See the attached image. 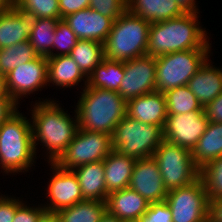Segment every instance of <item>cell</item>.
Returning a JSON list of instances; mask_svg holds the SVG:
<instances>
[{"instance_id":"cell-1","label":"cell","mask_w":222,"mask_h":222,"mask_svg":"<svg viewBox=\"0 0 222 222\" xmlns=\"http://www.w3.org/2000/svg\"><path fill=\"white\" fill-rule=\"evenodd\" d=\"M198 13H184L164 22L150 24L147 55L164 54L191 49H210L206 31L199 27Z\"/></svg>"},{"instance_id":"cell-2","label":"cell","mask_w":222,"mask_h":222,"mask_svg":"<svg viewBox=\"0 0 222 222\" xmlns=\"http://www.w3.org/2000/svg\"><path fill=\"white\" fill-rule=\"evenodd\" d=\"M32 137L36 151V141H41L49 151V162L55 163L64 153L78 129L77 115L71 118L54 101L37 102L32 110ZM44 143V144H43Z\"/></svg>"},{"instance_id":"cell-3","label":"cell","mask_w":222,"mask_h":222,"mask_svg":"<svg viewBox=\"0 0 222 222\" xmlns=\"http://www.w3.org/2000/svg\"><path fill=\"white\" fill-rule=\"evenodd\" d=\"M84 87L75 110L78 128L112 135L126 116V101L116 91Z\"/></svg>"},{"instance_id":"cell-4","label":"cell","mask_w":222,"mask_h":222,"mask_svg":"<svg viewBox=\"0 0 222 222\" xmlns=\"http://www.w3.org/2000/svg\"><path fill=\"white\" fill-rule=\"evenodd\" d=\"M18 110L0 126V165L6 174L29 169L36 157L31 122Z\"/></svg>"},{"instance_id":"cell-5","label":"cell","mask_w":222,"mask_h":222,"mask_svg":"<svg viewBox=\"0 0 222 222\" xmlns=\"http://www.w3.org/2000/svg\"><path fill=\"white\" fill-rule=\"evenodd\" d=\"M150 24L126 10L114 21L103 44L104 58L126 62L146 55Z\"/></svg>"},{"instance_id":"cell-6","label":"cell","mask_w":222,"mask_h":222,"mask_svg":"<svg viewBox=\"0 0 222 222\" xmlns=\"http://www.w3.org/2000/svg\"><path fill=\"white\" fill-rule=\"evenodd\" d=\"M111 141L112 149L122 155L136 160L149 158L164 141L163 128L126 115L114 128Z\"/></svg>"},{"instance_id":"cell-7","label":"cell","mask_w":222,"mask_h":222,"mask_svg":"<svg viewBox=\"0 0 222 222\" xmlns=\"http://www.w3.org/2000/svg\"><path fill=\"white\" fill-rule=\"evenodd\" d=\"M209 53L210 49H191L155 57V91L165 93L188 85L189 80L208 59Z\"/></svg>"},{"instance_id":"cell-8","label":"cell","mask_w":222,"mask_h":222,"mask_svg":"<svg viewBox=\"0 0 222 222\" xmlns=\"http://www.w3.org/2000/svg\"><path fill=\"white\" fill-rule=\"evenodd\" d=\"M152 157L168 191L187 186L199 178V168L193 162L189 149L164 140Z\"/></svg>"},{"instance_id":"cell-9","label":"cell","mask_w":222,"mask_h":222,"mask_svg":"<svg viewBox=\"0 0 222 222\" xmlns=\"http://www.w3.org/2000/svg\"><path fill=\"white\" fill-rule=\"evenodd\" d=\"M112 151L111 135L78 128L55 163L62 169L74 170L88 163L103 161Z\"/></svg>"},{"instance_id":"cell-10","label":"cell","mask_w":222,"mask_h":222,"mask_svg":"<svg viewBox=\"0 0 222 222\" xmlns=\"http://www.w3.org/2000/svg\"><path fill=\"white\" fill-rule=\"evenodd\" d=\"M172 212V222H202L208 216L209 201L200 178L168 191L165 199Z\"/></svg>"},{"instance_id":"cell-11","label":"cell","mask_w":222,"mask_h":222,"mask_svg":"<svg viewBox=\"0 0 222 222\" xmlns=\"http://www.w3.org/2000/svg\"><path fill=\"white\" fill-rule=\"evenodd\" d=\"M155 84L156 59L146 54L124 62V76L118 93L127 102L154 92Z\"/></svg>"},{"instance_id":"cell-12","label":"cell","mask_w":222,"mask_h":222,"mask_svg":"<svg viewBox=\"0 0 222 222\" xmlns=\"http://www.w3.org/2000/svg\"><path fill=\"white\" fill-rule=\"evenodd\" d=\"M209 120L204 108L186 114L167 115L163 138L171 144L193 150L199 138L206 131Z\"/></svg>"},{"instance_id":"cell-13","label":"cell","mask_w":222,"mask_h":222,"mask_svg":"<svg viewBox=\"0 0 222 222\" xmlns=\"http://www.w3.org/2000/svg\"><path fill=\"white\" fill-rule=\"evenodd\" d=\"M7 89L12 100L18 105L21 96L38 91L48 83V62L46 57L15 67L6 75Z\"/></svg>"},{"instance_id":"cell-14","label":"cell","mask_w":222,"mask_h":222,"mask_svg":"<svg viewBox=\"0 0 222 222\" xmlns=\"http://www.w3.org/2000/svg\"><path fill=\"white\" fill-rule=\"evenodd\" d=\"M50 165L53 177H51L46 194H48L51 204H47L43 208L47 212L56 213L60 209L84 201L76 174L72 170L60 168L56 163H50Z\"/></svg>"},{"instance_id":"cell-15","label":"cell","mask_w":222,"mask_h":222,"mask_svg":"<svg viewBox=\"0 0 222 222\" xmlns=\"http://www.w3.org/2000/svg\"><path fill=\"white\" fill-rule=\"evenodd\" d=\"M128 187L138 192L148 203L165 201L168 194L153 157L136 160Z\"/></svg>"},{"instance_id":"cell-16","label":"cell","mask_w":222,"mask_h":222,"mask_svg":"<svg viewBox=\"0 0 222 222\" xmlns=\"http://www.w3.org/2000/svg\"><path fill=\"white\" fill-rule=\"evenodd\" d=\"M79 40L105 43L114 20L101 15L96 10L86 8L64 18Z\"/></svg>"},{"instance_id":"cell-17","label":"cell","mask_w":222,"mask_h":222,"mask_svg":"<svg viewBox=\"0 0 222 222\" xmlns=\"http://www.w3.org/2000/svg\"><path fill=\"white\" fill-rule=\"evenodd\" d=\"M126 115L145 124L164 128L167 105L164 93L154 91L126 102Z\"/></svg>"},{"instance_id":"cell-18","label":"cell","mask_w":222,"mask_h":222,"mask_svg":"<svg viewBox=\"0 0 222 222\" xmlns=\"http://www.w3.org/2000/svg\"><path fill=\"white\" fill-rule=\"evenodd\" d=\"M34 18L15 5L0 13V49L29 40Z\"/></svg>"},{"instance_id":"cell-19","label":"cell","mask_w":222,"mask_h":222,"mask_svg":"<svg viewBox=\"0 0 222 222\" xmlns=\"http://www.w3.org/2000/svg\"><path fill=\"white\" fill-rule=\"evenodd\" d=\"M105 202L106 210L122 221L140 218L149 207L146 199L129 187L109 193Z\"/></svg>"},{"instance_id":"cell-20","label":"cell","mask_w":222,"mask_h":222,"mask_svg":"<svg viewBox=\"0 0 222 222\" xmlns=\"http://www.w3.org/2000/svg\"><path fill=\"white\" fill-rule=\"evenodd\" d=\"M187 86L204 108L222 93V69L211 66L207 59Z\"/></svg>"},{"instance_id":"cell-21","label":"cell","mask_w":222,"mask_h":222,"mask_svg":"<svg viewBox=\"0 0 222 222\" xmlns=\"http://www.w3.org/2000/svg\"><path fill=\"white\" fill-rule=\"evenodd\" d=\"M72 171L77 176L84 200L106 201L108 193L103 161L88 163Z\"/></svg>"},{"instance_id":"cell-22","label":"cell","mask_w":222,"mask_h":222,"mask_svg":"<svg viewBox=\"0 0 222 222\" xmlns=\"http://www.w3.org/2000/svg\"><path fill=\"white\" fill-rule=\"evenodd\" d=\"M127 10L151 24L184 14L176 0H127Z\"/></svg>"},{"instance_id":"cell-23","label":"cell","mask_w":222,"mask_h":222,"mask_svg":"<svg viewBox=\"0 0 222 222\" xmlns=\"http://www.w3.org/2000/svg\"><path fill=\"white\" fill-rule=\"evenodd\" d=\"M135 162V158L122 155L115 150L103 160L108 194L129 186Z\"/></svg>"},{"instance_id":"cell-24","label":"cell","mask_w":222,"mask_h":222,"mask_svg":"<svg viewBox=\"0 0 222 222\" xmlns=\"http://www.w3.org/2000/svg\"><path fill=\"white\" fill-rule=\"evenodd\" d=\"M48 62V83L56 86L70 87L78 85L85 77V86L88 77L81 71L77 63L70 55L53 56L47 58Z\"/></svg>"},{"instance_id":"cell-25","label":"cell","mask_w":222,"mask_h":222,"mask_svg":"<svg viewBox=\"0 0 222 222\" xmlns=\"http://www.w3.org/2000/svg\"><path fill=\"white\" fill-rule=\"evenodd\" d=\"M193 162L200 169L222 155V123L209 122L204 134L191 151Z\"/></svg>"},{"instance_id":"cell-26","label":"cell","mask_w":222,"mask_h":222,"mask_svg":"<svg viewBox=\"0 0 222 222\" xmlns=\"http://www.w3.org/2000/svg\"><path fill=\"white\" fill-rule=\"evenodd\" d=\"M124 76V62L104 58L88 76L86 87L119 92Z\"/></svg>"},{"instance_id":"cell-27","label":"cell","mask_w":222,"mask_h":222,"mask_svg":"<svg viewBox=\"0 0 222 222\" xmlns=\"http://www.w3.org/2000/svg\"><path fill=\"white\" fill-rule=\"evenodd\" d=\"M106 211V202L84 200L56 212L58 222H99Z\"/></svg>"},{"instance_id":"cell-28","label":"cell","mask_w":222,"mask_h":222,"mask_svg":"<svg viewBox=\"0 0 222 222\" xmlns=\"http://www.w3.org/2000/svg\"><path fill=\"white\" fill-rule=\"evenodd\" d=\"M59 20L61 19L34 18L29 42L38 56L51 57L55 28Z\"/></svg>"},{"instance_id":"cell-29","label":"cell","mask_w":222,"mask_h":222,"mask_svg":"<svg viewBox=\"0 0 222 222\" xmlns=\"http://www.w3.org/2000/svg\"><path fill=\"white\" fill-rule=\"evenodd\" d=\"M70 56L88 77L104 59V46L98 41L78 40Z\"/></svg>"},{"instance_id":"cell-30","label":"cell","mask_w":222,"mask_h":222,"mask_svg":"<svg viewBox=\"0 0 222 222\" xmlns=\"http://www.w3.org/2000/svg\"><path fill=\"white\" fill-rule=\"evenodd\" d=\"M38 57L29 40L0 49V73L7 75L19 65Z\"/></svg>"},{"instance_id":"cell-31","label":"cell","mask_w":222,"mask_h":222,"mask_svg":"<svg viewBox=\"0 0 222 222\" xmlns=\"http://www.w3.org/2000/svg\"><path fill=\"white\" fill-rule=\"evenodd\" d=\"M164 94L166 97L167 115L186 114L203 109L187 85L173 88Z\"/></svg>"},{"instance_id":"cell-32","label":"cell","mask_w":222,"mask_h":222,"mask_svg":"<svg viewBox=\"0 0 222 222\" xmlns=\"http://www.w3.org/2000/svg\"><path fill=\"white\" fill-rule=\"evenodd\" d=\"M208 201L222 198V155L199 169Z\"/></svg>"},{"instance_id":"cell-33","label":"cell","mask_w":222,"mask_h":222,"mask_svg":"<svg viewBox=\"0 0 222 222\" xmlns=\"http://www.w3.org/2000/svg\"><path fill=\"white\" fill-rule=\"evenodd\" d=\"M14 5L33 18L62 19L59 11V0H17Z\"/></svg>"},{"instance_id":"cell-34","label":"cell","mask_w":222,"mask_h":222,"mask_svg":"<svg viewBox=\"0 0 222 222\" xmlns=\"http://www.w3.org/2000/svg\"><path fill=\"white\" fill-rule=\"evenodd\" d=\"M55 39L53 41V50H51V57L61 56V55H70L72 48L77 44L78 37L70 29V26L61 19L58 21L55 28ZM54 48L61 50L56 54L53 52Z\"/></svg>"},{"instance_id":"cell-35","label":"cell","mask_w":222,"mask_h":222,"mask_svg":"<svg viewBox=\"0 0 222 222\" xmlns=\"http://www.w3.org/2000/svg\"><path fill=\"white\" fill-rule=\"evenodd\" d=\"M89 8L115 21L127 10V0H90Z\"/></svg>"},{"instance_id":"cell-36","label":"cell","mask_w":222,"mask_h":222,"mask_svg":"<svg viewBox=\"0 0 222 222\" xmlns=\"http://www.w3.org/2000/svg\"><path fill=\"white\" fill-rule=\"evenodd\" d=\"M141 222H172V212L166 201L149 203L147 211L140 217Z\"/></svg>"},{"instance_id":"cell-37","label":"cell","mask_w":222,"mask_h":222,"mask_svg":"<svg viewBox=\"0 0 222 222\" xmlns=\"http://www.w3.org/2000/svg\"><path fill=\"white\" fill-rule=\"evenodd\" d=\"M22 201L19 198L0 196V222H12L16 210L22 205Z\"/></svg>"},{"instance_id":"cell-38","label":"cell","mask_w":222,"mask_h":222,"mask_svg":"<svg viewBox=\"0 0 222 222\" xmlns=\"http://www.w3.org/2000/svg\"><path fill=\"white\" fill-rule=\"evenodd\" d=\"M46 210L41 207H29L24 203L16 210L12 222H37Z\"/></svg>"},{"instance_id":"cell-39","label":"cell","mask_w":222,"mask_h":222,"mask_svg":"<svg viewBox=\"0 0 222 222\" xmlns=\"http://www.w3.org/2000/svg\"><path fill=\"white\" fill-rule=\"evenodd\" d=\"M90 0H59L61 18L73 14L79 10L89 8Z\"/></svg>"},{"instance_id":"cell-40","label":"cell","mask_w":222,"mask_h":222,"mask_svg":"<svg viewBox=\"0 0 222 222\" xmlns=\"http://www.w3.org/2000/svg\"><path fill=\"white\" fill-rule=\"evenodd\" d=\"M209 122L222 123V93L204 107Z\"/></svg>"},{"instance_id":"cell-41","label":"cell","mask_w":222,"mask_h":222,"mask_svg":"<svg viewBox=\"0 0 222 222\" xmlns=\"http://www.w3.org/2000/svg\"><path fill=\"white\" fill-rule=\"evenodd\" d=\"M16 106L18 107L12 99H0V126L17 111Z\"/></svg>"},{"instance_id":"cell-42","label":"cell","mask_w":222,"mask_h":222,"mask_svg":"<svg viewBox=\"0 0 222 222\" xmlns=\"http://www.w3.org/2000/svg\"><path fill=\"white\" fill-rule=\"evenodd\" d=\"M208 216L215 222H222V198L209 201Z\"/></svg>"},{"instance_id":"cell-43","label":"cell","mask_w":222,"mask_h":222,"mask_svg":"<svg viewBox=\"0 0 222 222\" xmlns=\"http://www.w3.org/2000/svg\"><path fill=\"white\" fill-rule=\"evenodd\" d=\"M195 2V0H176L177 5L184 13L191 14L199 13Z\"/></svg>"},{"instance_id":"cell-44","label":"cell","mask_w":222,"mask_h":222,"mask_svg":"<svg viewBox=\"0 0 222 222\" xmlns=\"http://www.w3.org/2000/svg\"><path fill=\"white\" fill-rule=\"evenodd\" d=\"M0 99H12L7 89L6 75L2 73H0Z\"/></svg>"},{"instance_id":"cell-45","label":"cell","mask_w":222,"mask_h":222,"mask_svg":"<svg viewBox=\"0 0 222 222\" xmlns=\"http://www.w3.org/2000/svg\"><path fill=\"white\" fill-rule=\"evenodd\" d=\"M37 222H58L56 213L45 211L37 220Z\"/></svg>"},{"instance_id":"cell-46","label":"cell","mask_w":222,"mask_h":222,"mask_svg":"<svg viewBox=\"0 0 222 222\" xmlns=\"http://www.w3.org/2000/svg\"><path fill=\"white\" fill-rule=\"evenodd\" d=\"M99 222H123V221L106 210Z\"/></svg>"},{"instance_id":"cell-47","label":"cell","mask_w":222,"mask_h":222,"mask_svg":"<svg viewBox=\"0 0 222 222\" xmlns=\"http://www.w3.org/2000/svg\"><path fill=\"white\" fill-rule=\"evenodd\" d=\"M13 4L9 0H0V13L9 9Z\"/></svg>"},{"instance_id":"cell-48","label":"cell","mask_w":222,"mask_h":222,"mask_svg":"<svg viewBox=\"0 0 222 222\" xmlns=\"http://www.w3.org/2000/svg\"><path fill=\"white\" fill-rule=\"evenodd\" d=\"M123 222H141V221L140 218H137V219H126Z\"/></svg>"},{"instance_id":"cell-49","label":"cell","mask_w":222,"mask_h":222,"mask_svg":"<svg viewBox=\"0 0 222 222\" xmlns=\"http://www.w3.org/2000/svg\"><path fill=\"white\" fill-rule=\"evenodd\" d=\"M202 222H215L210 216H207Z\"/></svg>"},{"instance_id":"cell-50","label":"cell","mask_w":222,"mask_h":222,"mask_svg":"<svg viewBox=\"0 0 222 222\" xmlns=\"http://www.w3.org/2000/svg\"><path fill=\"white\" fill-rule=\"evenodd\" d=\"M13 5L17 2V0H9Z\"/></svg>"}]
</instances>
